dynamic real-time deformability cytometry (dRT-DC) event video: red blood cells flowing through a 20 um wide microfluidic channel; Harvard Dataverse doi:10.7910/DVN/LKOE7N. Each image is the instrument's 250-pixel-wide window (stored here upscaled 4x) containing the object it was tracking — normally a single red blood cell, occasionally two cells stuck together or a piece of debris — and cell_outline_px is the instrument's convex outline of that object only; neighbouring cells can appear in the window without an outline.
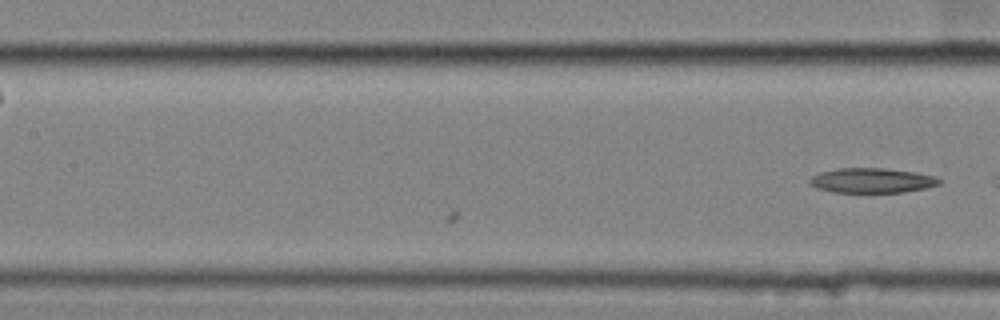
{"species": "common noctule bat (a hibernating species)", "species_latin": "Nyctalus noctula", "temperature_condition": "cold", "stored_images_in_passage": 6, "camera_frame_rate_fps": 3000, "um_per_image_px": 0.085, "animal": {"sex": "female", "body_mass_g": 25.1}, "frame": {"image": 1, "passage_image": 6, "time_ms": 1.667, "image_size_px": [1000, 320], "cell_outline_px": [[944, 180], [940, 184], [928, 188], [904, 192], [836, 192], [816, 188], [808, 180], [812, 176], [820, 172], [840, 168], [884, 168], [916, 172], [936, 176]], "centroid_in_image_um": [74.19, 15.34], "position_along_channel_um": 133.2, "area_um2": 18.84}}